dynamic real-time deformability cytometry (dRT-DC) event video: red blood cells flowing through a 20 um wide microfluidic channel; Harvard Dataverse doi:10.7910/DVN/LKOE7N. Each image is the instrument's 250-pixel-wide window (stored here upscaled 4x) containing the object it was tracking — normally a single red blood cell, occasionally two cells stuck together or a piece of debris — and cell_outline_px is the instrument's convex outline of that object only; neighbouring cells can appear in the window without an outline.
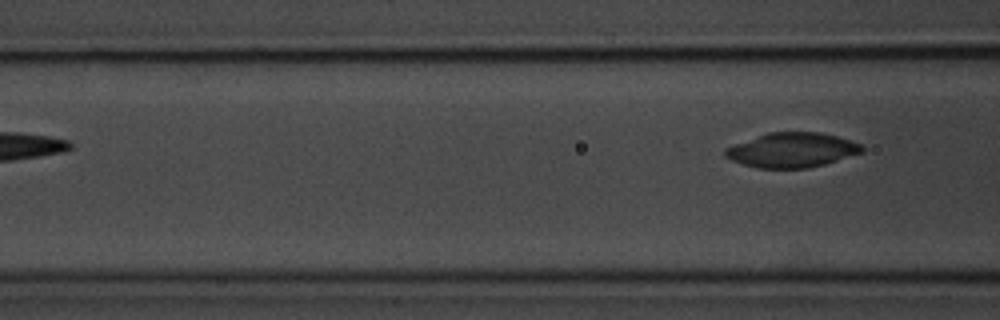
{"species": "common noctule bat (a hibernating species)", "species_latin": "Nyctalus noctula", "temperature_condition": "room temperature", "stored_images_in_passage": 3, "camera_frame_rate_fps": 3000, "um_per_image_px": 0.085, "animal": {"sex": "male", "body_mass_g": 20.1, "forearm_length_mm": 53.5}, "frame": {"image": 1, "passage_image": 3, "time_ms": 2.667, "image_size_px": [1000, 320], "cell_outline_px": [[864, 152], [824, 164], [808, 168], [756, 168], [732, 160], [724, 156], [724, 148], [768, 132], [820, 132], [836, 136], [860, 144], [864, 148]], "centroid_in_image_um": [67.31, 12.76], "position_along_channel_um": 99.3, "area_um2": 27.46}}